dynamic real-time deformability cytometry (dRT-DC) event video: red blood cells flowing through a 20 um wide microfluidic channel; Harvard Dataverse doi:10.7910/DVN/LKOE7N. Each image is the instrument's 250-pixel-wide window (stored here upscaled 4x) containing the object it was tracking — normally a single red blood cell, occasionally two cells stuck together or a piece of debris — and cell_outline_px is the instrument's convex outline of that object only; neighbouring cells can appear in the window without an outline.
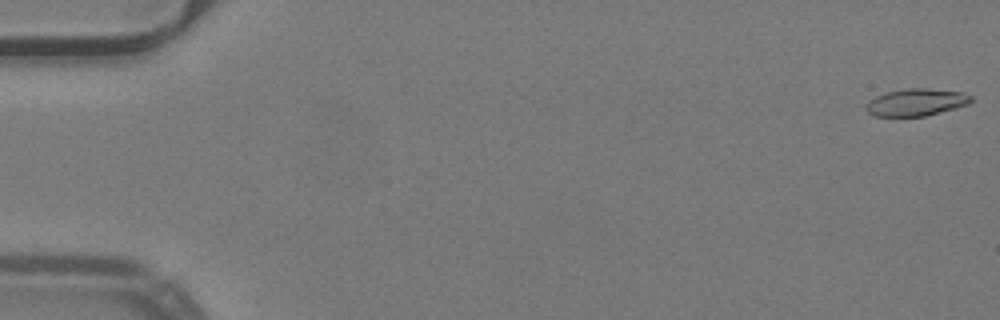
{"species": "common noctule bat (a hibernating species)", "species_latin": "Nyctalus noctula", "temperature_condition": "warm", "stored_images_in_passage": 52, "camera_frame_rate_fps": 3000, "um_per_image_px": 0.085, "animal": {"sex": "male", "body_mass_g": 19.2, "forearm_length_mm": 51.8}, "frame": {"image": 1, "passage_image": 1, "time_ms": 0.0, "image_size_px": [1000, 320], "cell_outline_px": [[972, 100], [968, 104], [956, 108], [924, 116], [876, 116], [868, 112], [864, 108], [876, 96], [888, 92], [908, 88], [924, 88], [964, 92], [972, 96]], "centroid_in_image_um": [77.92, 8.69], "position_along_channel_um": 7.1, "area_um2": 16.42}}
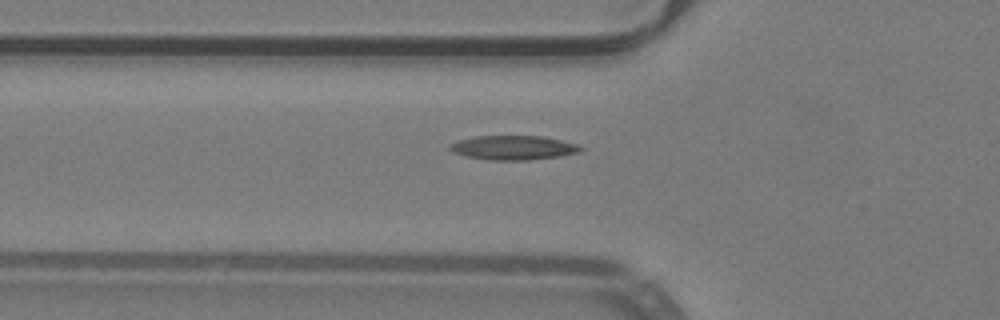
{"frame": {"image": 2, "passage_image": 19, "time_ms": 6.0, "image_size_px": [1000, 320], "cell_outline_px": [[584, 148], [580, 152], [560, 156], [528, 160], [488, 160], [464, 156], [452, 152], [448, 148], [448, 144], [472, 136], [544, 136], [580, 144]], "centroid_in_image_um": [43.64, 12.55], "position_along_channel_um": 82.2, "area_um2": 18.79}}
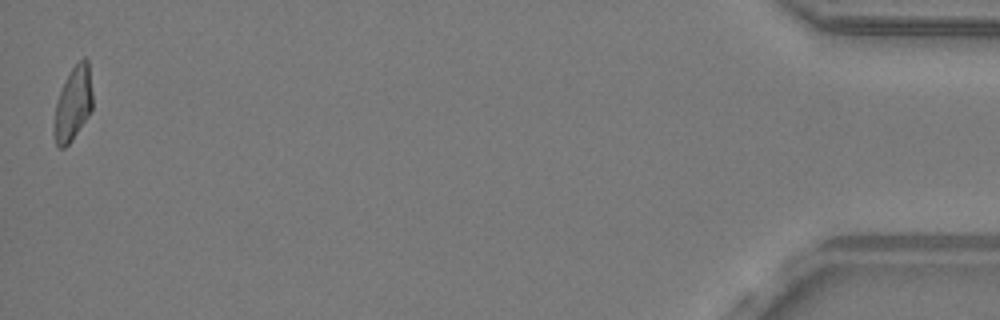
{"frame": {"image": 3, "passage_image": 52, "time_ms": 17.0, "image_size_px": [1000, 320], "cell_outline_px": [[92, 108], [72, 140], [64, 148], [60, 148], [56, 144], [52, 132], [56, 104], [60, 92], [72, 68], [84, 56], [88, 60], [92, 92]], "centroid_in_image_um": [6.2, 8.84], "position_along_channel_um": 429.0, "area_um2": 16.3}, "authors_computed_cell_mechanics": {"area_um2": 17.1666, "velocity_mm_per_s": 4.0072, "shape_relaxation_time_tau1_ms": 7.7142, "shape_relaxation_time_tau2_ms": 2.1073, "deformation_change_tau1": 0.2328, "deformation_change_tau2": 0.0862}}